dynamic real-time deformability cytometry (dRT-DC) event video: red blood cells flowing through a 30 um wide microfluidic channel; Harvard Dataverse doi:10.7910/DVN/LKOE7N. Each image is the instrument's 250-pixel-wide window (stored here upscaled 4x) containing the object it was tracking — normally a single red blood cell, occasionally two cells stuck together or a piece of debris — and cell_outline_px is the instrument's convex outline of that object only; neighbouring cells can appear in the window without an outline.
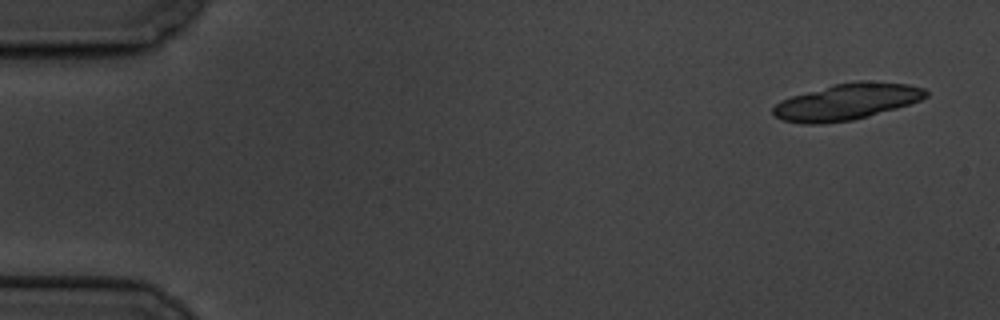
{"species": "common noctule bat (a hibernating species)", "species_latin": "Nyctalus noctula", "temperature_condition": "cold", "stored_images_in_passage": 5, "camera_frame_rate_fps": 3000, "um_per_image_px": 0.085, "animal": {"sex": "male", "body_mass_g": 19.5, "forearm_length_mm": 54.6}, "frame": {"image": 1, "passage_image": 1, "time_ms": 0.0, "image_size_px": [1000, 320], "cell_outline_px": [[928, 96], [920, 100], [896, 108], [868, 116], [852, 120], [820, 124], [804, 124], [784, 120], [776, 116], [772, 112], [772, 108], [780, 100], [792, 96], [832, 84], [856, 80], [864, 80], [908, 84], [924, 88], [928, 92]], "centroid_in_image_um": [71.97, 8.63], "position_along_channel_um": 13.0, "area_um2": 32.31}}